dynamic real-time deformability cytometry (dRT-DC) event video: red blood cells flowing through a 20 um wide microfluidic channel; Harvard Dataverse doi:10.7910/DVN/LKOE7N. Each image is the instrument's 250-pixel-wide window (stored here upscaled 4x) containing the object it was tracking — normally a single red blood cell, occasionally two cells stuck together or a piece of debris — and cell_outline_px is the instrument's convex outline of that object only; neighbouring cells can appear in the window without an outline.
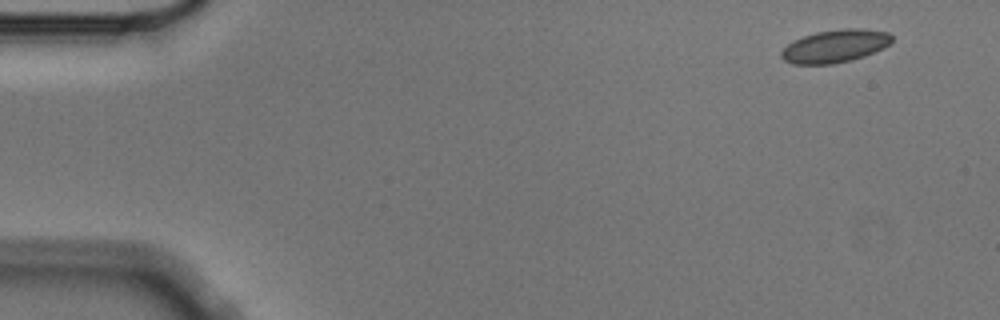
{"species": "Egyptian fruit bat (a non-hibernating species)", "species_latin": "Rousettus aegyptiacus", "temperature_condition": "cold", "stored_images_in_passage": 6, "camera_frame_rate_fps": 3000, "um_per_image_px": 0.085, "animal": {"sex": "male"}, "frame": {"image": 1, "passage_image": 1, "time_ms": 0.0, "image_size_px": [1000, 320], "cell_outline_px": [[892, 40], [884, 48], [864, 56], [852, 60], [832, 64], [792, 64], [784, 60], [780, 56], [780, 52], [788, 44], [804, 36], [816, 32], [844, 28], [860, 28], [888, 32], [892, 36]], "centroid_in_image_um": [70.98, 3.92], "position_along_channel_um": 14.0, "area_um2": 21.1}}
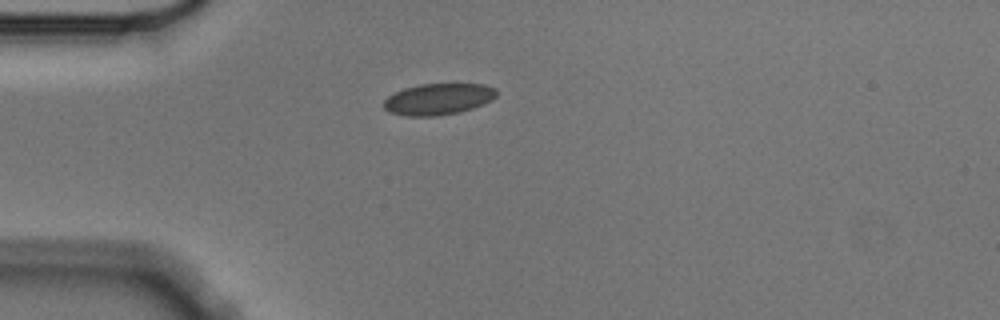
{"frame": {"image": 2, "passage_image": 4, "time_ms": 1.0, "image_size_px": [1000, 320], "cell_outline_px": [[496, 96], [492, 100], [472, 108], [456, 112], [436, 116], [408, 116], [388, 112], [384, 108], [384, 100], [388, 96], [404, 88], [420, 84], [484, 84], [496, 88]], "centroid_in_image_um": [37.24, 8.42], "position_along_channel_um": 47.8, "area_um2": 20.46}}
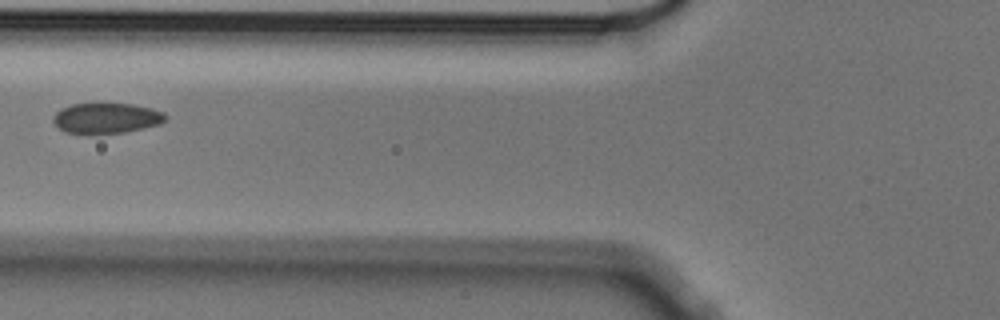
{"frame": {"image": 3, "passage_image": 6, "time_ms": 1.667, "image_size_px": [1000, 320], "cell_outline_px": [[168, 116], [160, 124], [124, 132], [88, 136], [64, 132], [52, 120], [52, 116], [60, 108], [72, 104], [132, 104], [152, 108], [164, 112]], "centroid_in_image_um": [9.0, 10.07], "position_along_channel_um": 116.8, "area_um2": 20.35}}